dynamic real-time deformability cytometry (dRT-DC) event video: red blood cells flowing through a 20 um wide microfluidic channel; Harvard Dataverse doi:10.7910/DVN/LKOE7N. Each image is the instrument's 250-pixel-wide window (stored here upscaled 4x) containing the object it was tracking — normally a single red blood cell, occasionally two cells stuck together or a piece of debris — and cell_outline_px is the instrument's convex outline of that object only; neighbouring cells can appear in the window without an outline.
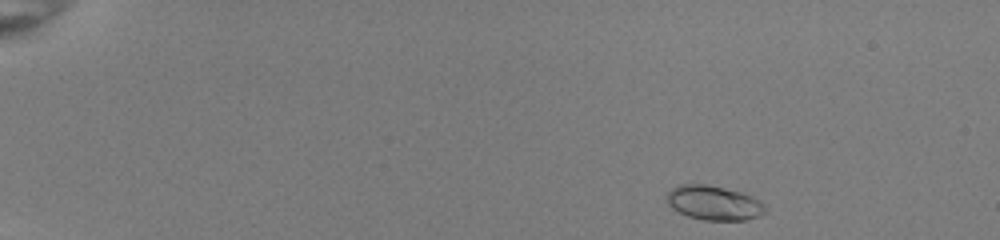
{"species": "common noctule bat (a hibernating species)", "species_latin": "Nyctalus noctula", "temperature_condition": "room temperature", "stored_images_in_passage": 46, "camera_frame_rate_fps": 3000, "um_per_image_px": 0.085, "animal": {"sex": "female", "body_mass_g": 22.0, "forearm_length_mm": 56.7}, "frame": {"image": 1, "passage_image": 1, "time_ms": 0.0, "image_size_px": [1000, 240], "cell_outline_px": [[768, 212], [760, 216], [744, 220], [704, 220], [688, 216], [672, 208], [664, 200], [668, 192], [676, 184], [708, 184], [740, 192], [752, 196], [760, 200], [768, 208]], "centroid_in_image_um": [60.69, 17.24], "position_along_channel_um": 24.3, "area_um2": 20.06}}
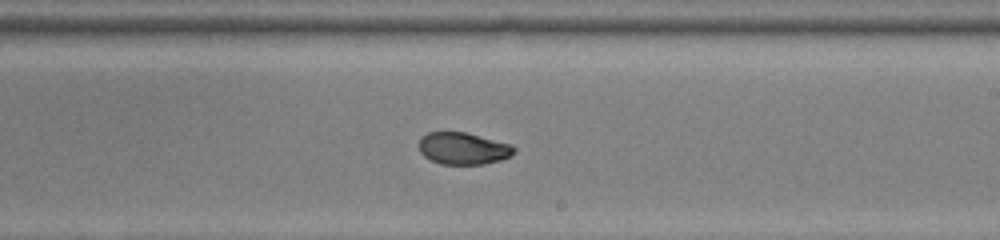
{"frame": {"image": 2, "passage_image": 27, "time_ms": 8.667, "image_size_px": [1000, 240], "cell_outline_px": [[516, 152], [512, 156], [500, 160], [484, 164], [440, 164], [424, 156], [420, 152], [420, 136], [428, 132], [464, 132], [512, 144], [516, 148]], "centroid_in_image_um": [39.4, 12.62], "position_along_channel_um": 249.6, "area_um2": 17.8}}
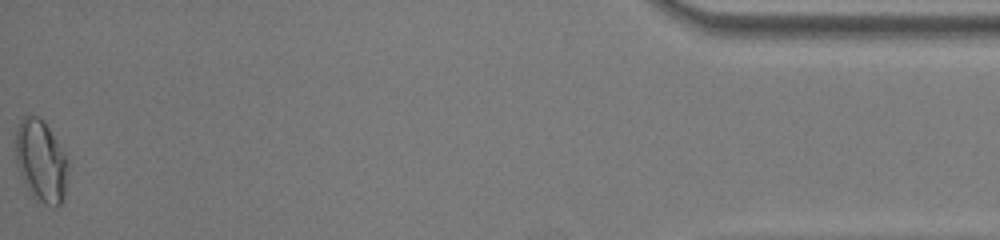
{"frame": {"image": 3, "passage_image": 46, "time_ms": 15.0, "image_size_px": [1000, 240], "cell_outline_px": [[68, 164], [64, 200], [56, 208], [44, 204], [36, 200], [32, 196], [24, 184], [16, 164], [12, 140], [16, 128], [20, 120], [24, 116], [40, 116], [44, 120], [68, 160]], "centroid_in_image_um": [3.43, 13.68], "position_along_channel_um": 431.8, "area_um2": 25.78}, "authors_computed_cell_mechanics": {"area_um2": 18.6405, "velocity_mm_per_s": 4.0121, "shape_relaxation_time_tau1_ms": 6.0938, "shape_relaxation_time_tau2_ms": 0.9271, "deformation_change_tau1": 0.1805, "deformation_change_tau2": 0.0352}}